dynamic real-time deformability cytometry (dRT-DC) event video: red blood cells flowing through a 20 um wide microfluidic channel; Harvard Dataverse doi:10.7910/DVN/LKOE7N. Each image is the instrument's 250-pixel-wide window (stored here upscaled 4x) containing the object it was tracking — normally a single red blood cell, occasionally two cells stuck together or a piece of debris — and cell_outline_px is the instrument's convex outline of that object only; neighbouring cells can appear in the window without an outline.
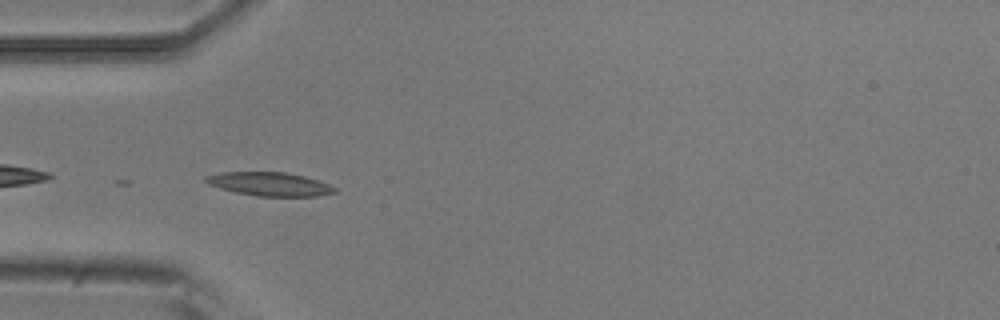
{"species": "common noctule bat (a hibernating species)", "species_latin": "Nyctalus noctula", "temperature_condition": "room temperature", "stored_images_in_passage": 10, "camera_frame_rate_fps": 3000, "um_per_image_px": 0.085, "animal": {"sex": "male", "body_mass_g": 20.5, "forearm_length_mm": 52.5}, "frame": {"image": 1, "passage_image": 2, "time_ms": 0.333, "image_size_px": [1000, 320], "cell_outline_px": [[336, 192], [316, 196], [256, 196], [236, 192], [220, 188], [208, 184], [204, 180], [204, 176], [220, 172], [284, 172], [304, 176], [328, 184], [336, 188]], "centroid_in_image_um": [22.88, 15.64], "position_along_channel_um": 62.1, "area_um2": 17.63}}
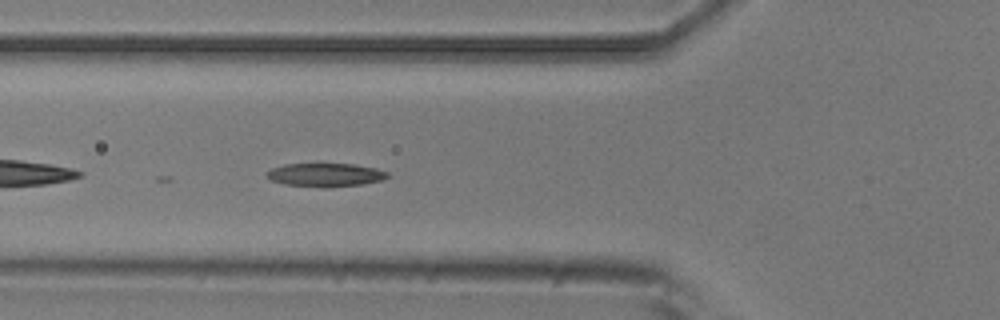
{"frame": {"image": 2, "passage_image": 5, "time_ms": 1.333, "image_size_px": [1000, 320], "cell_outline_px": [[392, 176], [380, 180], [364, 184], [284, 184], [272, 180], [264, 176], [272, 168], [284, 164], [352, 164], [376, 168], [388, 172]], "centroid_in_image_um": [27.69, 14.8], "position_along_channel_um": 98.1, "area_um2": 15.43}}